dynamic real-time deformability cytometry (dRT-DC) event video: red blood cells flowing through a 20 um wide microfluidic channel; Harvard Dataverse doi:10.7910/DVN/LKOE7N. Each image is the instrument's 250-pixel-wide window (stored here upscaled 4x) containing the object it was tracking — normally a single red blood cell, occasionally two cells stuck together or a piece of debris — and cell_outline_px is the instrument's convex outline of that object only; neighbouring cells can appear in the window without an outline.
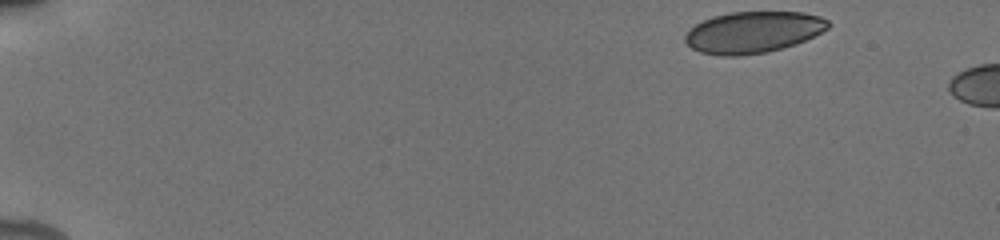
{"species": "human", "species_latin": "Homo sapiens", "temperature_condition": "cold", "stored_images_in_passage": 4, "camera_frame_rate_fps": 3000, "um_per_image_px": 0.085, "donor": {"sex": "male"}, "frame": {"image": 1, "passage_image": 1, "time_ms": 0.0, "image_size_px": [1000, 240], "cell_outline_px": [[828, 28], [796, 44], [768, 52], [740, 56], [720, 56], [700, 52], [692, 48], [684, 40], [684, 36], [696, 24], [712, 16], [732, 12], [804, 12], [820, 16], [828, 20]], "centroid_in_image_um": [64.0, 2.74], "position_along_channel_um": 21.0, "area_um2": 34.45}}